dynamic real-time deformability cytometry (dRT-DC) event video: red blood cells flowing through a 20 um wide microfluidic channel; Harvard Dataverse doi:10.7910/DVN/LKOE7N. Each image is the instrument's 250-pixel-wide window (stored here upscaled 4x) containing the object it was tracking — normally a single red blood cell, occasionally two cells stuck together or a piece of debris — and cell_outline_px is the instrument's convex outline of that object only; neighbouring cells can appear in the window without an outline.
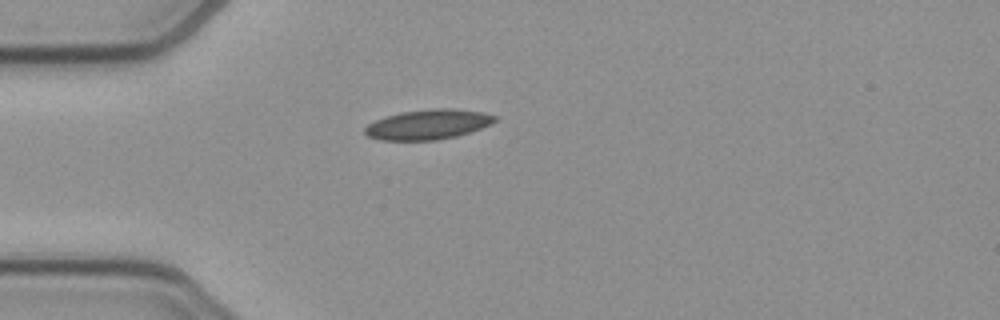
{"species": "common noctule bat (a hibernating species)", "species_latin": "Nyctalus noctula", "temperature_condition": "cold", "stored_images_in_passage": 39, "camera_frame_rate_fps": 3000, "um_per_image_px": 0.085, "animal": {"sex": "female", "body_mass_g": 21.9}, "frame": {"image": 1, "passage_image": 1, "time_ms": 0.0, "image_size_px": [1000, 320], "cell_outline_px": [[496, 120], [492, 124], [456, 136], [436, 140], [380, 140], [368, 136], [364, 132], [364, 128], [368, 124], [376, 120], [400, 112], [432, 108], [452, 108], [484, 112], [496, 116]], "centroid_in_image_um": [36.39, 10.57], "position_along_channel_um": 48.6, "area_um2": 22.6}}
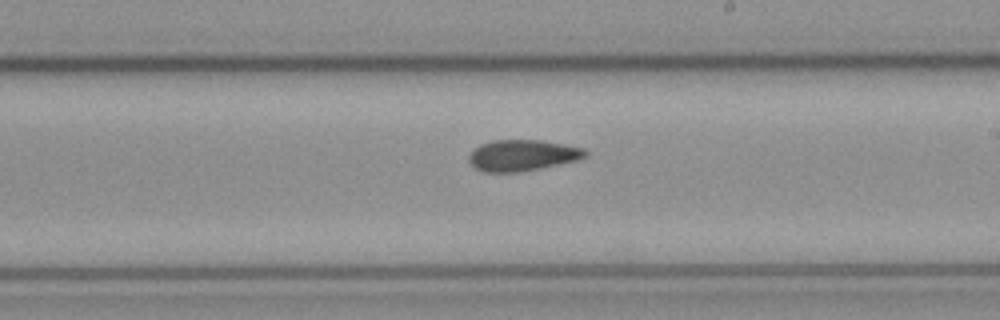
{"frame": {"image": 2, "passage_image": 17, "time_ms": 5.333, "image_size_px": [1000, 320], "cell_outline_px": [[588, 156], [576, 160], [540, 168], [520, 172], [484, 172], [476, 168], [468, 160], [468, 156], [480, 144], [492, 140], [540, 140], [564, 144], [584, 148], [588, 152]], "centroid_in_image_um": [44.41, 13.2], "position_along_channel_um": 244.6, "area_um2": 21.04}}
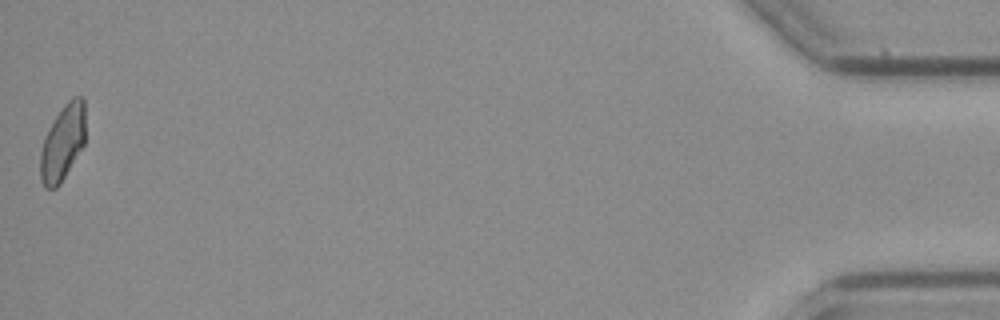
{"frame": {"image": 3, "passage_image": 39, "time_ms": 12.667, "image_size_px": [1000, 320], "cell_outline_px": [[84, 144], [60, 184], [56, 188], [44, 188], [40, 180], [40, 152], [44, 136], [56, 116], [64, 104], [72, 96], [84, 96]], "centroid_in_image_um": [5.31, 12.13], "position_along_channel_um": 429.9, "area_um2": 19.88}, "authors_computed_cell_mechanics": {"area_um2": 21.097, "velocity_mm_per_s": 3.9114, "shape_relaxation_time_tau1_ms": null, "shape_relaxation_time_tau2_ms": 5.1835, "deformation_change_tau1": null, "deformation_change_tau2": 0.1162}}